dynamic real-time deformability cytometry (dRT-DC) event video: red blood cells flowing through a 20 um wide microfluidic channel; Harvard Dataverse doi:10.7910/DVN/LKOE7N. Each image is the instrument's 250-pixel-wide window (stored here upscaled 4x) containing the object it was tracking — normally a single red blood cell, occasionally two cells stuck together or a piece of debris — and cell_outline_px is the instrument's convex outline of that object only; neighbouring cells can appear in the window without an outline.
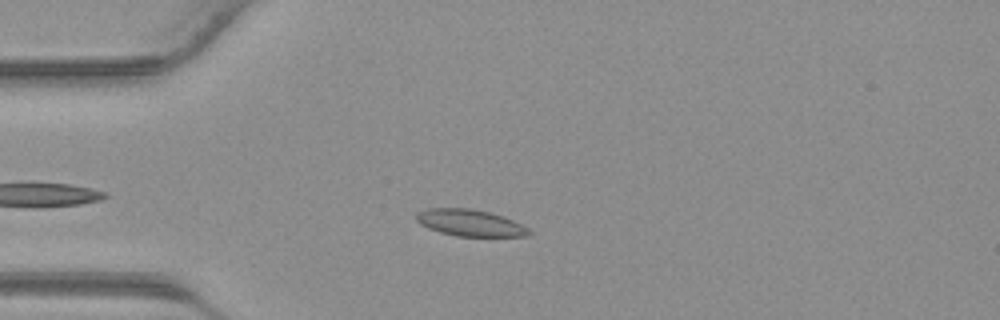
{"species": "common noctule bat (a hibernating species)", "species_latin": "Nyctalus noctula", "temperature_condition": "warm", "stored_images_in_passage": 36, "camera_frame_rate_fps": 3000, "um_per_image_px": 0.085, "animal": {"sex": "male", "body_mass_g": 23.1, "forearm_length_mm": 52.7}, "frame": {"image": 1, "passage_image": 5, "time_ms": 1.333, "image_size_px": [1000, 320], "cell_outline_px": [[532, 232], [528, 236], [456, 236], [440, 232], [428, 228], [420, 224], [416, 220], [416, 212], [428, 208], [468, 208], [488, 212], [504, 216], [528, 228]], "centroid_in_image_um": [39.93, 18.94], "position_along_channel_um": 45.1, "area_um2": 17.46}}
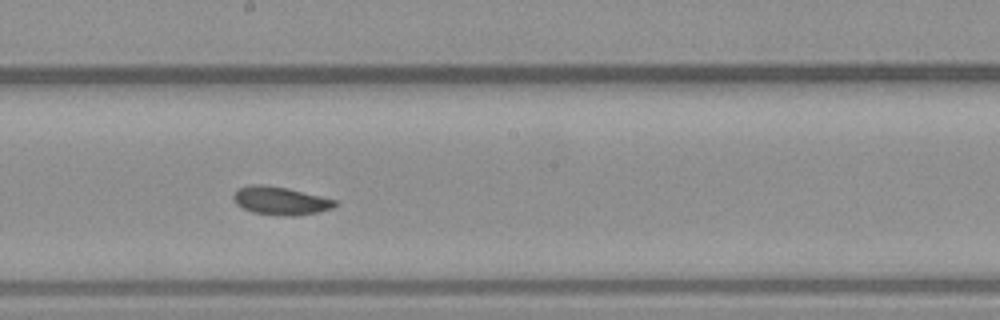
{"frame": {"image": 2, "passage_image": 17, "time_ms": 5.333, "image_size_px": [1000, 320], "cell_outline_px": [[336, 204], [332, 208], [320, 212], [296, 216], [284, 216], [252, 212], [236, 204], [232, 196], [232, 192], [236, 188], [248, 184], [264, 184], [288, 188], [336, 200]], "centroid_in_image_um": [23.78, 17.05], "position_along_channel_um": 224.4, "area_um2": 16.88}}
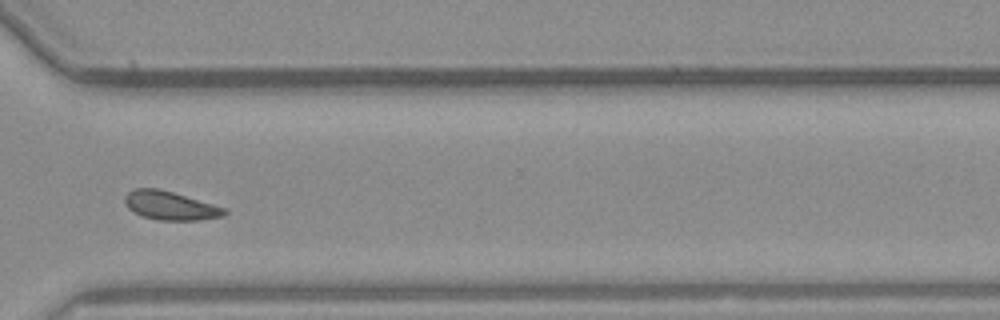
{"frame": {"image": 3, "passage_image": 25, "time_ms": 8.0, "image_size_px": [1000, 320], "cell_outline_px": [[228, 212], [224, 216], [200, 220], [156, 220], [140, 216], [132, 212], [128, 208], [124, 200], [124, 196], [128, 192], [136, 188], [160, 188], [228, 208]], "centroid_in_image_um": [14.48, 17.48], "position_along_channel_um": 356.1, "area_um2": 16.99}}